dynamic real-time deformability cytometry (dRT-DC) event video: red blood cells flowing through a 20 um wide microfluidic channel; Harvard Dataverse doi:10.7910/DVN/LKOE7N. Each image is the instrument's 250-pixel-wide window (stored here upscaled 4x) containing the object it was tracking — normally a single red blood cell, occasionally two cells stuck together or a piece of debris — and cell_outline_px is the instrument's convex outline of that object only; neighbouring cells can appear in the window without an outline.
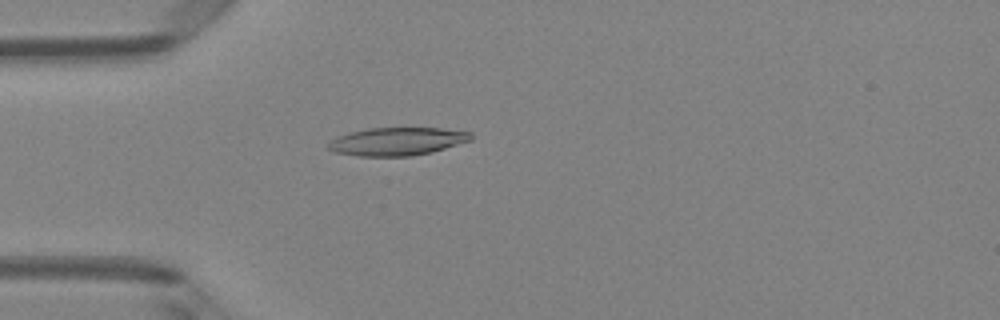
{"species": "Egyptian fruit bat (a non-hibernating species)", "species_latin": "Rousettus aegyptiacus", "temperature_condition": "room temperature", "stored_images_in_passage": 1, "camera_frame_rate_fps": 3000, "um_per_image_px": 0.085, "animal": {"sex": "female"}, "frame": {"image": 1, "passage_image": 1, "time_ms": 0.0, "image_size_px": [1000, 320], "cell_outline_px": [[472, 140], [432, 152], [412, 156], [360, 156], [336, 152], [328, 148], [328, 144], [336, 136], [368, 128], [440, 128], [472, 132]], "centroid_in_image_um": [33.79, 12.02], "position_along_channel_um": 51.2, "area_um2": 23.18}}